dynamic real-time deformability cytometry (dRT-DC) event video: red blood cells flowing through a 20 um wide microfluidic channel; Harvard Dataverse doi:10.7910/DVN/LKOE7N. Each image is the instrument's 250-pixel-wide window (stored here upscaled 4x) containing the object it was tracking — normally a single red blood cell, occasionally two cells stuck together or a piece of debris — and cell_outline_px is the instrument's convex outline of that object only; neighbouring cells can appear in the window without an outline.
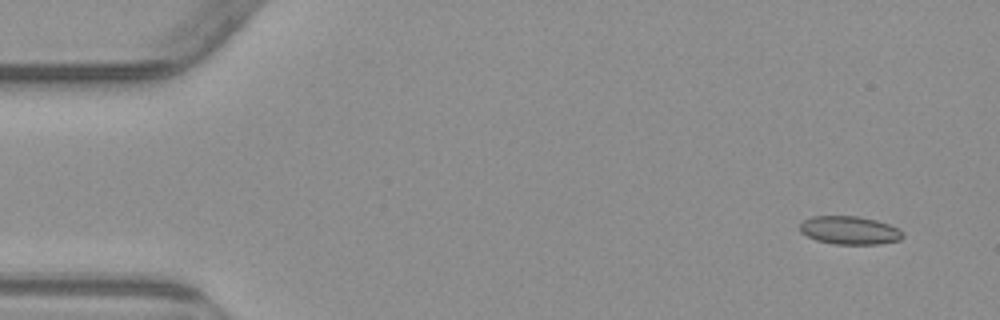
{"species": "common noctule bat (a hibernating species)", "species_latin": "Nyctalus noctula", "temperature_condition": "warm", "stored_images_in_passage": 4, "camera_frame_rate_fps": 3000, "um_per_image_px": 0.085, "animal": {"sex": "male", "body_mass_g": 23.1, "forearm_length_mm": 52.7}, "frame": {"image": 1, "passage_image": 1, "time_ms": 0.0, "image_size_px": [1000, 320], "cell_outline_px": [[904, 236], [900, 240], [880, 244], [836, 244], [816, 240], [800, 232], [800, 224], [804, 220], [812, 216], [856, 216], [876, 220], [888, 224], [904, 232]], "centroid_in_image_um": [72.22, 19.58], "position_along_channel_um": 12.8, "area_um2": 16.88}}
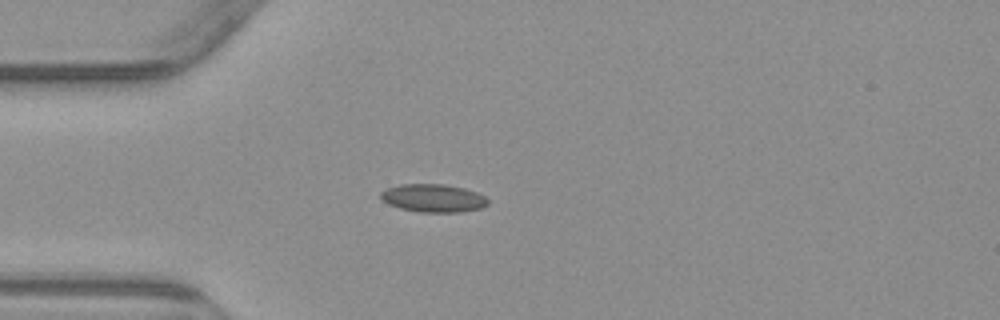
{"frame": {"image": 2, "passage_image": 4, "time_ms": 3.667, "image_size_px": [1000, 320], "cell_outline_px": [[488, 204], [480, 208], [460, 212], [420, 212], [400, 208], [388, 204], [380, 196], [380, 192], [388, 188], [400, 184], [444, 184], [464, 188], [476, 192], [484, 196], [488, 200]], "centroid_in_image_um": [36.82, 16.84], "position_along_channel_um": 48.2, "area_um2": 17.4}}